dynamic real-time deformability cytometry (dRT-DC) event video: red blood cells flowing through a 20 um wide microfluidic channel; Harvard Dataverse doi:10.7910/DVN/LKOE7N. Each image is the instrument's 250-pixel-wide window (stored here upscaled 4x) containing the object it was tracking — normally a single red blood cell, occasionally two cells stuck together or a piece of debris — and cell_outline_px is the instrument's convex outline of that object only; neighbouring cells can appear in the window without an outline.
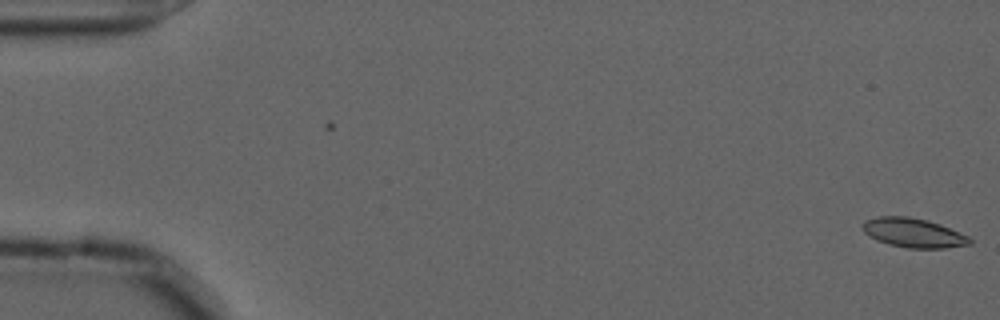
{"species": "common noctule bat (a hibernating species)", "species_latin": "Nyctalus noctula", "temperature_condition": "cold", "stored_images_in_passage": 5, "camera_frame_rate_fps": 3000, "um_per_image_px": 0.085, "animal": {"sex": "male", "forearm_length_mm": 52.5}, "frame": {"image": 1, "passage_image": 5, "time_ms": 1.333, "image_size_px": [1000, 320], "cell_outline_px": [[972, 244], [944, 248], [908, 248], [888, 244], [876, 240], [864, 232], [864, 220], [880, 216], [908, 216], [928, 220], [940, 224], [968, 236], [972, 240]], "centroid_in_image_um": [77.65, 19.79], "position_along_channel_um": 7.3, "area_um2": 18.21}}